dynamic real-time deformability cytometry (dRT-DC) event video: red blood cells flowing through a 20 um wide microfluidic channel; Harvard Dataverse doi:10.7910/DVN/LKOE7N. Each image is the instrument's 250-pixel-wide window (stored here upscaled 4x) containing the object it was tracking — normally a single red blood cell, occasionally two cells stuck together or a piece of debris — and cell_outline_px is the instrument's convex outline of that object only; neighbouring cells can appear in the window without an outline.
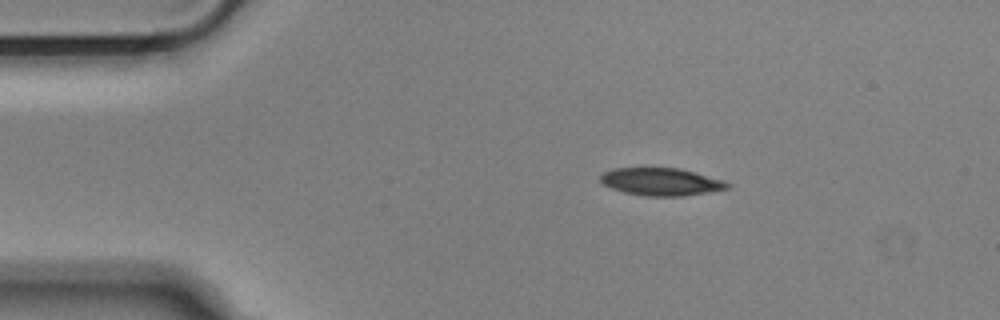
{"species": "Egyptian fruit bat (a non-hibernating species)", "species_latin": "Rousettus aegyptiacus", "temperature_condition": "cold", "stored_images_in_passage": 46, "camera_frame_rate_fps": 3000, "um_per_image_px": 0.085, "animal": {"sex": "male"}, "frame": {"image": 1, "passage_image": 1, "time_ms": 0.0, "image_size_px": [1000, 320], "cell_outline_px": [[732, 184], [728, 188], [680, 196], [648, 196], [624, 192], [612, 188], [604, 184], [600, 180], [600, 176], [604, 172], [612, 168], [680, 168], [724, 180]], "centroid_in_image_um": [56.19, 15.44], "position_along_channel_um": 28.8, "area_um2": 20.17}}
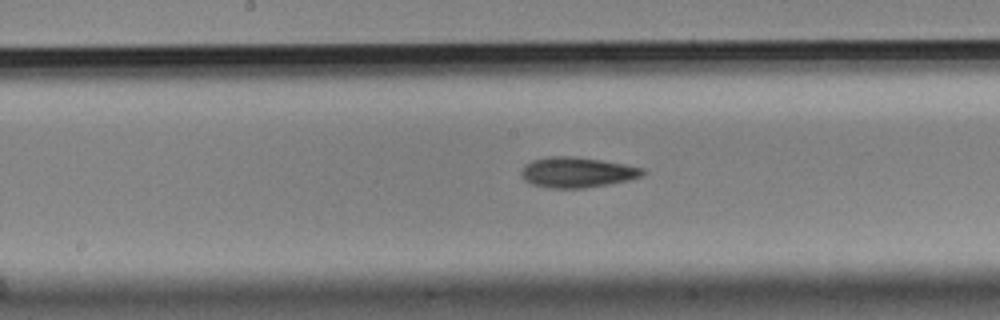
{"frame": {"image": 2, "passage_image": 19, "time_ms": 6.0, "image_size_px": [1000, 320], "cell_outline_px": [[648, 172], [640, 176], [628, 180], [608, 184], [584, 188], [548, 188], [532, 184], [524, 180], [520, 176], [520, 172], [524, 164], [532, 160], [548, 156], [572, 156], [600, 160], [624, 164], [644, 168]], "centroid_in_image_um": [49.01, 14.64], "position_along_channel_um": 199.2, "area_um2": 21.62}}
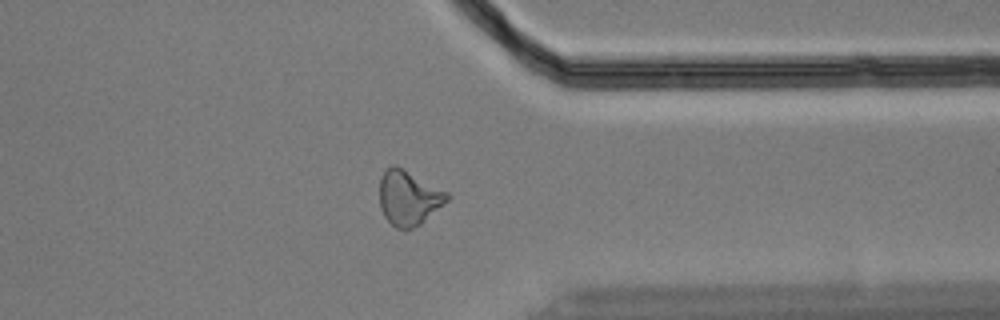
{"frame": {"image": 3, "passage_image": 34, "time_ms": 11.0, "image_size_px": [1000, 320], "cell_outline_px": [[452, 196], [448, 200], [420, 224], [404, 232], [396, 228], [384, 216], [380, 208], [380, 176], [392, 164], [396, 164], [404, 168], [448, 192]], "centroid_in_image_um": [34.73, 16.81], "position_along_channel_um": 376.7, "area_um2": 21.73}, "authors_computed_cell_mechanics": {"area_um2": 21.1548, "velocity_mm_per_s": 3.6659, "shape_relaxation_time_tau1_ms": 6.3081, "shape_relaxation_time_tau2_ms": 5.1853, "deformation_change_tau1": 0.1583, "deformation_change_tau2": 0.1424}}